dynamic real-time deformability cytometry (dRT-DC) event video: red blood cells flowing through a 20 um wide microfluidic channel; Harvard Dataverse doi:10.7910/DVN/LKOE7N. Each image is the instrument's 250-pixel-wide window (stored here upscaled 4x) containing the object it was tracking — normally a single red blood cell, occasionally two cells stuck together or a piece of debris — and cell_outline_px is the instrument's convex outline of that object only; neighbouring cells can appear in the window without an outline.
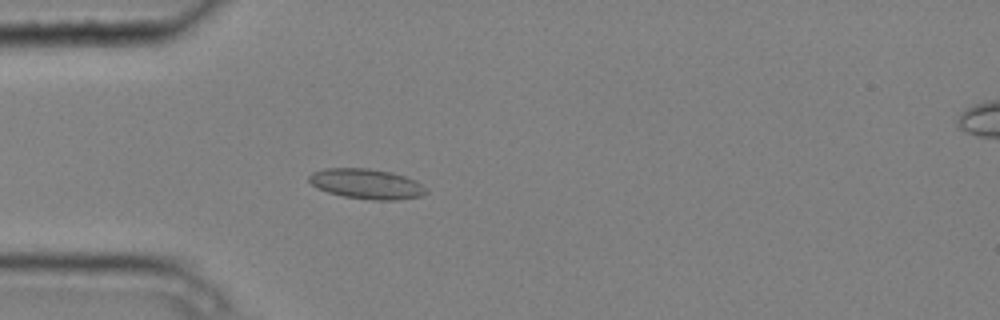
{"species": "common noctule bat (a hibernating species)", "species_latin": "Nyctalus noctula", "temperature_condition": "cold", "stored_images_in_passage": 4, "camera_frame_rate_fps": 3000, "um_per_image_px": 0.085, "animal": {"sex": "male", "body_mass_g": 20.4}, "frame": {"image": 1, "passage_image": 4, "time_ms": 1.0, "image_size_px": [1000, 320], "cell_outline_px": [[428, 192], [424, 196], [396, 200], [372, 200], [344, 196], [328, 192], [316, 188], [308, 180], [308, 176], [312, 172], [324, 168], [368, 168], [392, 172], [416, 180], [428, 188]], "centroid_in_image_um": [31.19, 15.63], "position_along_channel_um": 53.8, "area_um2": 20.81}}